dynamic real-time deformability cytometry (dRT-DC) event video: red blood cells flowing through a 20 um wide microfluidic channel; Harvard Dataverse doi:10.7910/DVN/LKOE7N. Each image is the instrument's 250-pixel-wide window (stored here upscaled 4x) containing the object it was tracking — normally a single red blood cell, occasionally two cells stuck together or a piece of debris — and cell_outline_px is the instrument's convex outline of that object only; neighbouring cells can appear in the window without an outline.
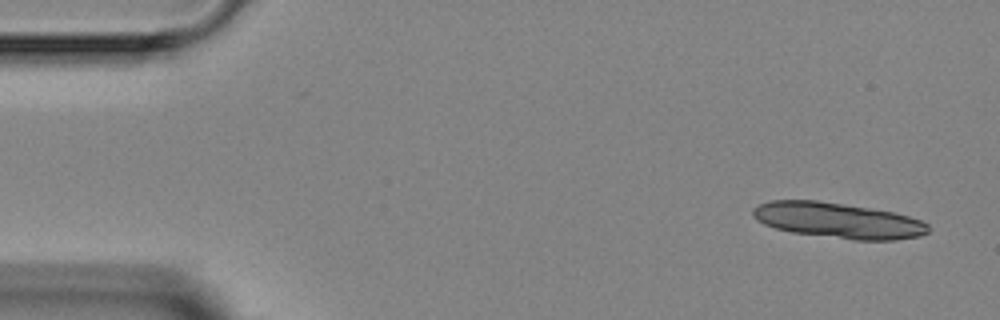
{"species": "Egyptian fruit bat (a non-hibernating species)", "species_latin": "Rousettus aegyptiacus", "temperature_condition": "room temperature", "stored_images_in_passage": 4, "camera_frame_rate_fps": 3000, "um_per_image_px": 0.085, "animal": {"sex": "female"}, "frame": {"image": 1, "passage_image": 1, "time_ms": 0.0, "image_size_px": [1000, 320], "cell_outline_px": [[928, 232], [920, 236], [896, 240], [856, 240], [792, 232], [776, 228], [764, 224], [756, 220], [752, 216], [752, 208], [760, 204], [772, 200], [816, 200], [868, 208], [892, 212], [908, 216], [920, 220], [928, 224]], "centroid_in_image_um": [71.21, 18.74], "position_along_channel_um": 13.8, "area_um2": 36.07}}